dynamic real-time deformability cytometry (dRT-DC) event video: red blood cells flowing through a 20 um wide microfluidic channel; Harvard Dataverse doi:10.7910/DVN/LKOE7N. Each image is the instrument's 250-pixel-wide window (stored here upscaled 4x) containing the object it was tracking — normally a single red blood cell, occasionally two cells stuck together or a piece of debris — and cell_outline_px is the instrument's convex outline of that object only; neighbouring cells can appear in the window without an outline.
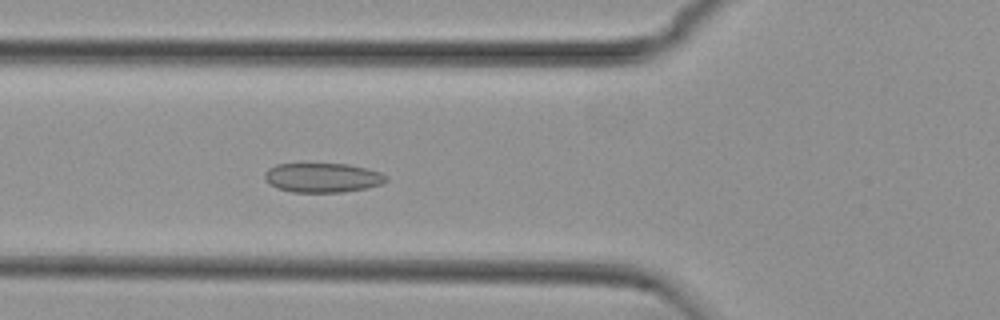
{"species": "common noctule bat (a hibernating species)", "species_latin": "Nyctalus noctula", "temperature_condition": "cold", "stored_images_in_passage": 39, "camera_frame_rate_fps": 3000, "um_per_image_px": 0.085, "animal": {"sex": "female", "body_mass_g": 29.2, "forearm_length_mm": 56.3}, "frame": {"image": 1, "passage_image": 5, "time_ms": 1.333, "image_size_px": [1000, 320], "cell_outline_px": [[388, 180], [380, 184], [364, 188], [340, 192], [292, 192], [276, 188], [268, 184], [264, 180], [264, 172], [268, 168], [276, 164], [304, 160], [348, 164], [368, 168], [380, 172], [388, 176]], "centroid_in_image_um": [27.32, 15.04], "position_along_channel_um": 98.5, "area_um2": 21.96}}
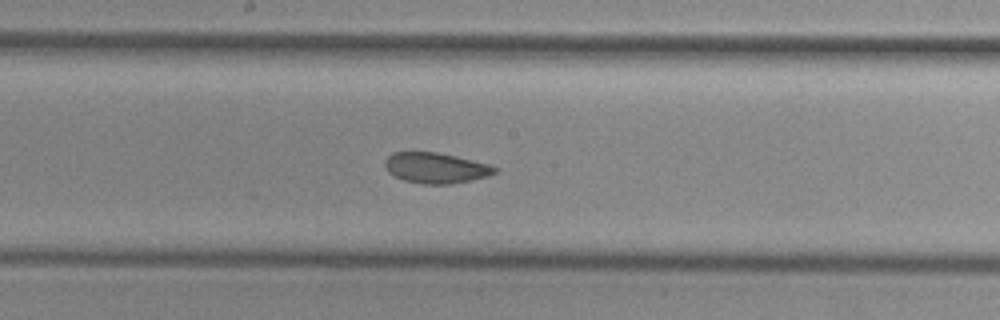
{"frame": {"image": 2, "passage_image": 14, "time_ms": 4.333, "image_size_px": [1000, 320], "cell_outline_px": [[496, 172], [488, 176], [472, 180], [452, 184], [424, 184], [404, 180], [388, 172], [384, 164], [384, 160], [392, 152], [436, 152], [456, 156], [488, 164], [496, 168]], "centroid_in_image_um": [37.02, 14.27], "position_along_channel_um": 211.2, "area_um2": 19.48}}
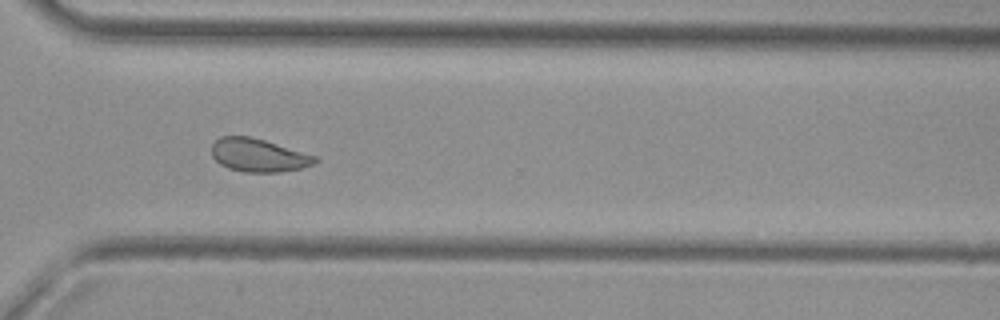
{"frame": {"image": 3, "passage_image": 25, "time_ms": 8.0, "image_size_px": [1000, 320], "cell_outline_px": [[320, 160], [312, 164], [300, 168], [280, 172], [244, 172], [228, 168], [220, 164], [212, 156], [212, 144], [220, 136], [248, 136], [264, 140], [316, 156]], "centroid_in_image_um": [21.95, 13.2], "position_along_channel_um": 348.7, "area_um2": 19.83}, "authors_computed_cell_mechanics": {"area_um2": 19.7676, "velocity_mm_per_s": 3.7421, "shape_relaxation_time_tau1_ms": null, "shape_relaxation_time_tau2_ms": 1.6261, "deformation_change_tau1": null, "deformation_change_tau2": 0.0722}}